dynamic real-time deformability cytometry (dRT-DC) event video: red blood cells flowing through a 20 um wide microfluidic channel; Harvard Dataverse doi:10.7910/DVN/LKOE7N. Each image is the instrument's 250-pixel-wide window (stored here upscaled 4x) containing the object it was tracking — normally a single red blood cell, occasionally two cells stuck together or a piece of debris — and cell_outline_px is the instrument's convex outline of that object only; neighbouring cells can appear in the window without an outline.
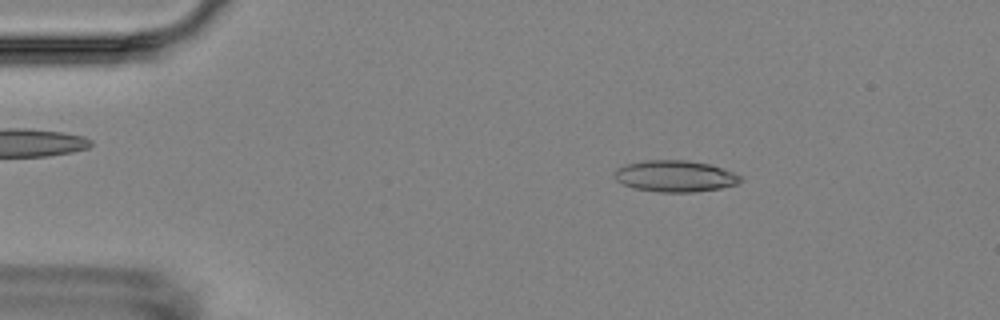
{"species": "Egyptian fruit bat (a non-hibernating species)", "species_latin": "Rousettus aegyptiacus", "temperature_condition": "room temperature", "stored_images_in_passage": 4, "camera_frame_rate_fps": 3000, "um_per_image_px": 0.085, "animal": {"sex": "female"}, "frame": {"image": 1, "passage_image": 2, "time_ms": 1.0, "image_size_px": [1000, 320], "cell_outline_px": [[744, 180], [740, 184], [720, 188], [696, 192], [660, 192], [632, 188], [616, 180], [616, 168], [624, 164], [644, 160], [684, 160], [708, 164], [732, 172], [740, 176]], "centroid_in_image_um": [57.39, 14.98], "position_along_channel_um": 27.6, "area_um2": 23.06}}